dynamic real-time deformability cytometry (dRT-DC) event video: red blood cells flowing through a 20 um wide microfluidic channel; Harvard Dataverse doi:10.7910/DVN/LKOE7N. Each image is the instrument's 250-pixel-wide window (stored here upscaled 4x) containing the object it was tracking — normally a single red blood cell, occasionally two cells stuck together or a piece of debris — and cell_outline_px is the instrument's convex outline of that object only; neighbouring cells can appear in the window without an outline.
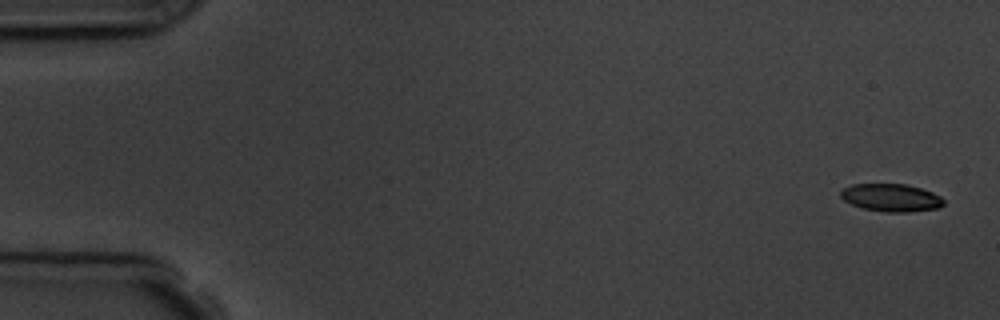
{"species": "common noctule bat (a hibernating species)", "species_latin": "Nyctalus noctula", "temperature_condition": "room temperature", "stored_images_in_passage": 5, "camera_frame_rate_fps": 3000, "um_per_image_px": 0.085, "animal": {"sex": "male", "body_mass_g": 19.5, "forearm_length_mm": 54.6}, "frame": {"image": 1, "passage_image": 1, "time_ms": 0.0, "image_size_px": [1000, 320], "cell_outline_px": [[944, 204], [940, 208], [908, 212], [884, 212], [864, 208], [852, 204], [844, 200], [840, 196], [840, 192], [844, 188], [852, 184], [908, 184], [932, 192], [940, 196], [944, 200]], "centroid_in_image_um": [75.77, 16.8], "position_along_channel_um": 9.2, "area_um2": 16.65}}
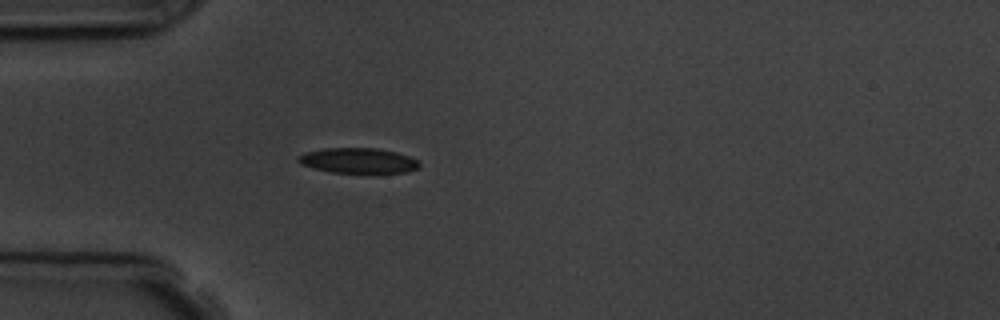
{"frame": {"image": 2, "passage_image": 5, "time_ms": 4.667, "image_size_px": [1000, 320], "cell_outline_px": [[420, 168], [408, 172], [332, 172], [312, 168], [300, 164], [296, 160], [296, 156], [304, 152], [324, 148], [380, 148], [396, 152], [408, 156], [416, 160], [420, 164]], "centroid_in_image_um": [30.4, 13.64], "position_along_channel_um": 54.6, "area_um2": 17.86}}